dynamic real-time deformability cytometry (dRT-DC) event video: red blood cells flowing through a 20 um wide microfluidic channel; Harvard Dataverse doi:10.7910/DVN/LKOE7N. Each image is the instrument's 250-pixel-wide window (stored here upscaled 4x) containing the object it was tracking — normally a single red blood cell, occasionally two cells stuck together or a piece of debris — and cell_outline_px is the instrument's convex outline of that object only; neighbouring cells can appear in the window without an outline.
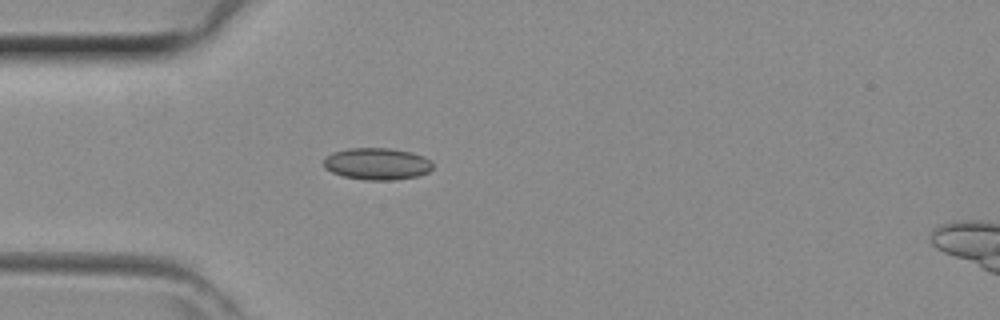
{"species": "common noctule bat (a hibernating species)", "species_latin": "Nyctalus noctula", "temperature_condition": "room temperature", "stored_images_in_passage": 36, "camera_frame_rate_fps": 3000, "um_per_image_px": 0.085, "animal": {"sex": "female", "body_mass_g": 29.2, "forearm_length_mm": 56.3}, "frame": {"image": 1, "passage_image": 6, "time_ms": 1.667, "image_size_px": [1000, 320], "cell_outline_px": [[432, 168], [428, 172], [416, 176], [392, 180], [364, 180], [344, 176], [332, 172], [324, 168], [324, 156], [332, 152], [348, 148], [388, 148], [412, 152], [424, 156], [432, 164]], "centroid_in_image_um": [32.01, 13.92], "position_along_channel_um": 53.0, "area_um2": 20.29}}
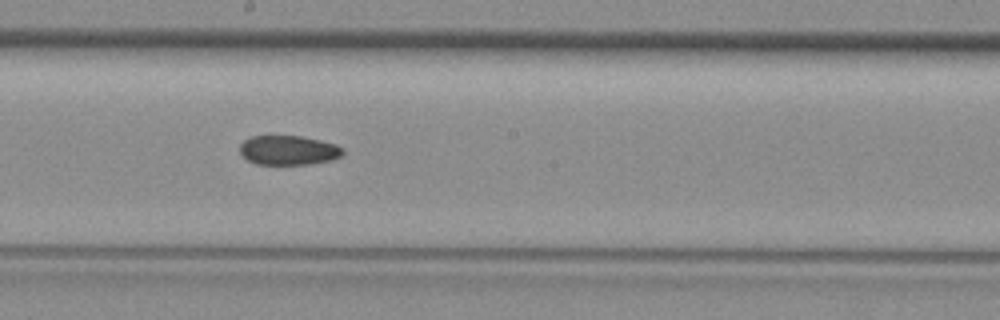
{"frame": {"image": 2, "passage_image": 17, "time_ms": 5.333, "image_size_px": [1000, 320], "cell_outline_px": [[344, 152], [340, 156], [328, 160], [308, 164], [256, 164], [248, 160], [240, 152], [240, 144], [244, 140], [252, 136], [300, 136], [320, 140], [336, 144], [344, 148]], "centroid_in_image_um": [24.51, 12.76], "position_along_channel_um": 223.7, "area_um2": 17.51}}
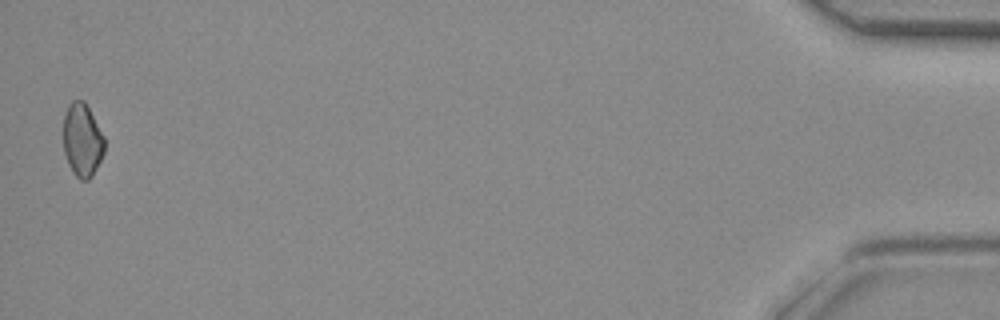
{"frame": {"image": 3, "passage_image": 36, "time_ms": 11.667, "image_size_px": [1000, 320], "cell_outline_px": [[104, 152], [92, 176], [88, 180], [80, 180], [72, 172], [68, 164], [64, 152], [64, 116], [68, 104], [72, 100], [84, 100], [104, 136]], "centroid_in_image_um": [6.99, 11.91], "position_along_channel_um": 428.2, "area_um2": 17.51}}